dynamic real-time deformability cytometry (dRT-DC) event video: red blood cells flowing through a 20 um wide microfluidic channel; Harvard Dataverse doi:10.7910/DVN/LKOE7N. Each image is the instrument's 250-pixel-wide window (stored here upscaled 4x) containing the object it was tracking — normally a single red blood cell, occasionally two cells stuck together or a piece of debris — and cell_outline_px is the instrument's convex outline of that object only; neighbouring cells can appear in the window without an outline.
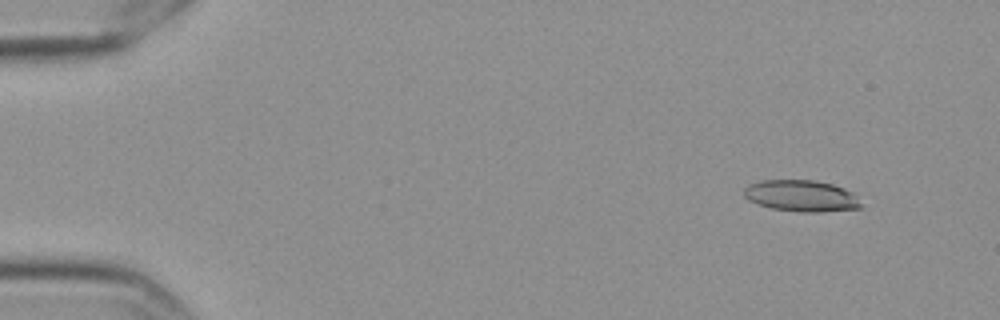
{"species": "Egyptian fruit bat (a non-hibernating species)", "species_latin": "Rousettus aegyptiacus", "temperature_condition": "cold", "stored_images_in_passage": 58, "camera_frame_rate_fps": 3000, "um_per_image_px": 0.085, "frame": {"image": 1, "passage_image": 6, "time_ms": 1.667, "image_size_px": [1000, 320], "cell_outline_px": [[860, 208], [820, 212], [800, 212], [772, 208], [756, 204], [748, 200], [744, 196], [744, 188], [748, 184], [760, 180], [816, 180], [832, 184], [844, 188], [852, 192], [860, 204]], "centroid_in_image_um": [68.06, 16.64], "position_along_channel_um": 16.9, "area_um2": 21.44}}
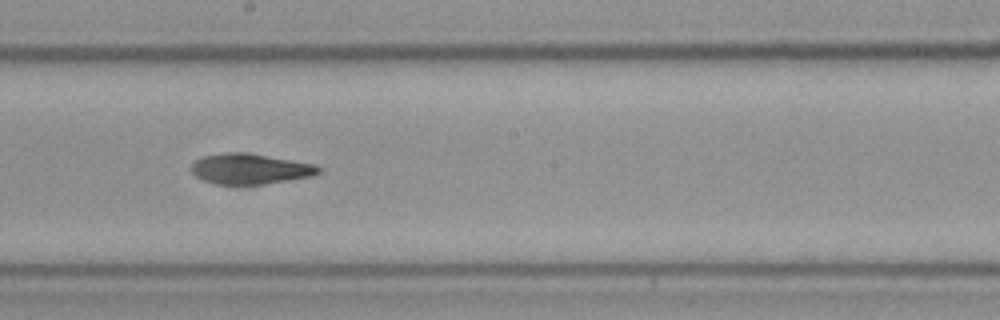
{"frame": {"image": 2, "passage_image": 33, "time_ms": 10.667, "image_size_px": [1000, 320], "cell_outline_px": [[324, 168], [320, 172], [312, 176], [264, 184], [216, 184], [204, 180], [196, 176], [192, 172], [192, 164], [196, 160], [204, 156], [228, 152], [240, 152], [268, 156], [316, 164]], "centroid_in_image_um": [21.3, 14.35], "position_along_channel_um": 226.9, "area_um2": 22.37}}
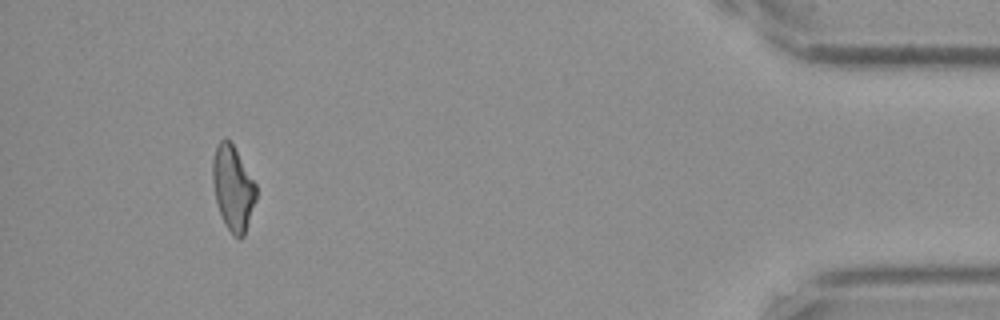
{"frame": {"image": 3, "passage_image": 54, "time_ms": 17.667, "image_size_px": [1000, 320], "cell_outline_px": [[256, 200], [244, 236], [240, 240], [232, 236], [220, 212], [216, 200], [212, 180], [212, 160], [216, 148], [220, 140], [228, 140], [232, 144], [256, 184]], "centroid_in_image_um": [19.8, 16.03], "position_along_channel_um": 415.4, "area_um2": 21.15}, "authors_computed_cell_mechanics": {"area_um2": 22.2241, "velocity_mm_per_s": 3.576, "shape_relaxation_time_tau1_ms": null, "shape_relaxation_time_tau2_ms": 8.4774, "deformation_change_tau1": null, "deformation_change_tau2": 0.2174}}